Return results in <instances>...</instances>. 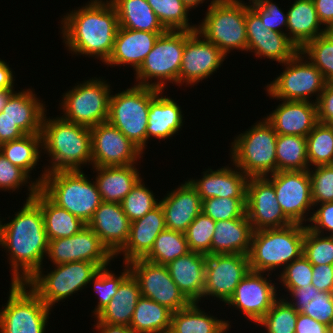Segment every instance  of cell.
<instances>
[{
  "mask_svg": "<svg viewBox=\"0 0 333 333\" xmlns=\"http://www.w3.org/2000/svg\"><path fill=\"white\" fill-rule=\"evenodd\" d=\"M8 223H0V246L9 254L11 283H26L40 268L48 249L41 207L29 199Z\"/></svg>",
  "mask_w": 333,
  "mask_h": 333,
  "instance_id": "obj_1",
  "label": "cell"
},
{
  "mask_svg": "<svg viewBox=\"0 0 333 333\" xmlns=\"http://www.w3.org/2000/svg\"><path fill=\"white\" fill-rule=\"evenodd\" d=\"M61 22L63 42L71 53L108 61L119 28L117 12L110 1L91 0L66 13Z\"/></svg>",
  "mask_w": 333,
  "mask_h": 333,
  "instance_id": "obj_2",
  "label": "cell"
},
{
  "mask_svg": "<svg viewBox=\"0 0 333 333\" xmlns=\"http://www.w3.org/2000/svg\"><path fill=\"white\" fill-rule=\"evenodd\" d=\"M42 149L49 155L51 165L35 180L40 185L46 173L81 170L82 165H92V142L89 127L44 114L42 121ZM48 167V168H47Z\"/></svg>",
  "mask_w": 333,
  "mask_h": 333,
  "instance_id": "obj_3",
  "label": "cell"
},
{
  "mask_svg": "<svg viewBox=\"0 0 333 333\" xmlns=\"http://www.w3.org/2000/svg\"><path fill=\"white\" fill-rule=\"evenodd\" d=\"M305 225L293 223L283 228L262 229L253 232L248 253L250 270L270 272L282 270L303 255Z\"/></svg>",
  "mask_w": 333,
  "mask_h": 333,
  "instance_id": "obj_4",
  "label": "cell"
},
{
  "mask_svg": "<svg viewBox=\"0 0 333 333\" xmlns=\"http://www.w3.org/2000/svg\"><path fill=\"white\" fill-rule=\"evenodd\" d=\"M82 170L46 173L39 189L57 206L87 224L103 202L96 183Z\"/></svg>",
  "mask_w": 333,
  "mask_h": 333,
  "instance_id": "obj_5",
  "label": "cell"
},
{
  "mask_svg": "<svg viewBox=\"0 0 333 333\" xmlns=\"http://www.w3.org/2000/svg\"><path fill=\"white\" fill-rule=\"evenodd\" d=\"M237 135L231 143V162L248 177L276 173L277 133L265 119Z\"/></svg>",
  "mask_w": 333,
  "mask_h": 333,
  "instance_id": "obj_6",
  "label": "cell"
},
{
  "mask_svg": "<svg viewBox=\"0 0 333 333\" xmlns=\"http://www.w3.org/2000/svg\"><path fill=\"white\" fill-rule=\"evenodd\" d=\"M246 4L242 0L210 1L196 31L226 56L234 49L247 51Z\"/></svg>",
  "mask_w": 333,
  "mask_h": 333,
  "instance_id": "obj_7",
  "label": "cell"
},
{
  "mask_svg": "<svg viewBox=\"0 0 333 333\" xmlns=\"http://www.w3.org/2000/svg\"><path fill=\"white\" fill-rule=\"evenodd\" d=\"M160 89L134 85L110 96L107 122L119 129L142 151L147 146L150 101Z\"/></svg>",
  "mask_w": 333,
  "mask_h": 333,
  "instance_id": "obj_8",
  "label": "cell"
},
{
  "mask_svg": "<svg viewBox=\"0 0 333 333\" xmlns=\"http://www.w3.org/2000/svg\"><path fill=\"white\" fill-rule=\"evenodd\" d=\"M184 48L185 30H167L161 34L141 66L135 71L136 81H139L135 84L160 90H164L167 81L179 85ZM151 79H155L156 82L150 83Z\"/></svg>",
  "mask_w": 333,
  "mask_h": 333,
  "instance_id": "obj_9",
  "label": "cell"
},
{
  "mask_svg": "<svg viewBox=\"0 0 333 333\" xmlns=\"http://www.w3.org/2000/svg\"><path fill=\"white\" fill-rule=\"evenodd\" d=\"M100 268L95 263L74 261L55 265L46 275L40 268L26 285L49 307L84 289ZM85 286V287H84Z\"/></svg>",
  "mask_w": 333,
  "mask_h": 333,
  "instance_id": "obj_10",
  "label": "cell"
},
{
  "mask_svg": "<svg viewBox=\"0 0 333 333\" xmlns=\"http://www.w3.org/2000/svg\"><path fill=\"white\" fill-rule=\"evenodd\" d=\"M10 286L7 303L0 310V333H45L51 308L26 283Z\"/></svg>",
  "mask_w": 333,
  "mask_h": 333,
  "instance_id": "obj_11",
  "label": "cell"
},
{
  "mask_svg": "<svg viewBox=\"0 0 333 333\" xmlns=\"http://www.w3.org/2000/svg\"><path fill=\"white\" fill-rule=\"evenodd\" d=\"M110 84L99 78H92L63 93L61 101L62 118L86 127L107 122L111 96Z\"/></svg>",
  "mask_w": 333,
  "mask_h": 333,
  "instance_id": "obj_12",
  "label": "cell"
},
{
  "mask_svg": "<svg viewBox=\"0 0 333 333\" xmlns=\"http://www.w3.org/2000/svg\"><path fill=\"white\" fill-rule=\"evenodd\" d=\"M304 57L299 50L284 63L285 70L266 86L270 98L309 101L312 95H316L317 102L327 82L320 70Z\"/></svg>",
  "mask_w": 333,
  "mask_h": 333,
  "instance_id": "obj_13",
  "label": "cell"
},
{
  "mask_svg": "<svg viewBox=\"0 0 333 333\" xmlns=\"http://www.w3.org/2000/svg\"><path fill=\"white\" fill-rule=\"evenodd\" d=\"M140 285L141 296L166 306L172 312L187 307L191 302L172 280L166 265H159L145 259L127 263Z\"/></svg>",
  "mask_w": 333,
  "mask_h": 333,
  "instance_id": "obj_14",
  "label": "cell"
},
{
  "mask_svg": "<svg viewBox=\"0 0 333 333\" xmlns=\"http://www.w3.org/2000/svg\"><path fill=\"white\" fill-rule=\"evenodd\" d=\"M265 177L273 184L284 214L293 223L309 222L307 212L314 210L309 171H277Z\"/></svg>",
  "mask_w": 333,
  "mask_h": 333,
  "instance_id": "obj_15",
  "label": "cell"
},
{
  "mask_svg": "<svg viewBox=\"0 0 333 333\" xmlns=\"http://www.w3.org/2000/svg\"><path fill=\"white\" fill-rule=\"evenodd\" d=\"M46 256L54 265L87 261L99 268L107 267L114 260V256L87 225L73 236L49 240Z\"/></svg>",
  "mask_w": 333,
  "mask_h": 333,
  "instance_id": "obj_16",
  "label": "cell"
},
{
  "mask_svg": "<svg viewBox=\"0 0 333 333\" xmlns=\"http://www.w3.org/2000/svg\"><path fill=\"white\" fill-rule=\"evenodd\" d=\"M90 131L92 167L132 165L143 157L144 152L108 122L93 126Z\"/></svg>",
  "mask_w": 333,
  "mask_h": 333,
  "instance_id": "obj_17",
  "label": "cell"
},
{
  "mask_svg": "<svg viewBox=\"0 0 333 333\" xmlns=\"http://www.w3.org/2000/svg\"><path fill=\"white\" fill-rule=\"evenodd\" d=\"M225 57L226 55L217 46L206 40L198 31L185 30V48L179 71V85L186 83V86L189 84L194 86L208 79L221 67Z\"/></svg>",
  "mask_w": 333,
  "mask_h": 333,
  "instance_id": "obj_18",
  "label": "cell"
},
{
  "mask_svg": "<svg viewBox=\"0 0 333 333\" xmlns=\"http://www.w3.org/2000/svg\"><path fill=\"white\" fill-rule=\"evenodd\" d=\"M246 215L253 231L283 228L293 224L280 207L275 188L266 177H249Z\"/></svg>",
  "mask_w": 333,
  "mask_h": 333,
  "instance_id": "obj_19",
  "label": "cell"
},
{
  "mask_svg": "<svg viewBox=\"0 0 333 333\" xmlns=\"http://www.w3.org/2000/svg\"><path fill=\"white\" fill-rule=\"evenodd\" d=\"M250 271L248 255H207L205 287L202 298L214 296L224 304L233 295L235 288Z\"/></svg>",
  "mask_w": 333,
  "mask_h": 333,
  "instance_id": "obj_20",
  "label": "cell"
},
{
  "mask_svg": "<svg viewBox=\"0 0 333 333\" xmlns=\"http://www.w3.org/2000/svg\"><path fill=\"white\" fill-rule=\"evenodd\" d=\"M264 277V272L250 270L239 282L226 304L233 306L253 321L257 322L271 309L277 300V289L272 280Z\"/></svg>",
  "mask_w": 333,
  "mask_h": 333,
  "instance_id": "obj_21",
  "label": "cell"
},
{
  "mask_svg": "<svg viewBox=\"0 0 333 333\" xmlns=\"http://www.w3.org/2000/svg\"><path fill=\"white\" fill-rule=\"evenodd\" d=\"M87 226L115 256L128 240L131 221L125 215L120 203L102 202Z\"/></svg>",
  "mask_w": 333,
  "mask_h": 333,
  "instance_id": "obj_22",
  "label": "cell"
},
{
  "mask_svg": "<svg viewBox=\"0 0 333 333\" xmlns=\"http://www.w3.org/2000/svg\"><path fill=\"white\" fill-rule=\"evenodd\" d=\"M265 119L278 135H296L307 137L318 123L317 105L314 100H281Z\"/></svg>",
  "mask_w": 333,
  "mask_h": 333,
  "instance_id": "obj_23",
  "label": "cell"
},
{
  "mask_svg": "<svg viewBox=\"0 0 333 333\" xmlns=\"http://www.w3.org/2000/svg\"><path fill=\"white\" fill-rule=\"evenodd\" d=\"M248 179L238 167L224 166L217 170L209 168L201 179L188 181L203 201L208 198H246Z\"/></svg>",
  "mask_w": 333,
  "mask_h": 333,
  "instance_id": "obj_24",
  "label": "cell"
},
{
  "mask_svg": "<svg viewBox=\"0 0 333 333\" xmlns=\"http://www.w3.org/2000/svg\"><path fill=\"white\" fill-rule=\"evenodd\" d=\"M165 229V216L159 203L145 216L131 222L128 240L114 257L123 252V263L144 259L153 248L157 236Z\"/></svg>",
  "mask_w": 333,
  "mask_h": 333,
  "instance_id": "obj_25",
  "label": "cell"
},
{
  "mask_svg": "<svg viewBox=\"0 0 333 333\" xmlns=\"http://www.w3.org/2000/svg\"><path fill=\"white\" fill-rule=\"evenodd\" d=\"M159 201L165 216L166 228L185 233L202 212V200L189 181L181 184Z\"/></svg>",
  "mask_w": 333,
  "mask_h": 333,
  "instance_id": "obj_26",
  "label": "cell"
},
{
  "mask_svg": "<svg viewBox=\"0 0 333 333\" xmlns=\"http://www.w3.org/2000/svg\"><path fill=\"white\" fill-rule=\"evenodd\" d=\"M165 32H147L119 27L114 48L106 65H130L136 71L154 47L158 37Z\"/></svg>",
  "mask_w": 333,
  "mask_h": 333,
  "instance_id": "obj_27",
  "label": "cell"
},
{
  "mask_svg": "<svg viewBox=\"0 0 333 333\" xmlns=\"http://www.w3.org/2000/svg\"><path fill=\"white\" fill-rule=\"evenodd\" d=\"M206 254L190 251L166 266L172 280L190 302L201 300L205 287Z\"/></svg>",
  "mask_w": 333,
  "mask_h": 333,
  "instance_id": "obj_28",
  "label": "cell"
},
{
  "mask_svg": "<svg viewBox=\"0 0 333 333\" xmlns=\"http://www.w3.org/2000/svg\"><path fill=\"white\" fill-rule=\"evenodd\" d=\"M32 91V89L15 91L0 112V119H9L25 134L42 132V121L47 111L44 103L40 102Z\"/></svg>",
  "mask_w": 333,
  "mask_h": 333,
  "instance_id": "obj_29",
  "label": "cell"
},
{
  "mask_svg": "<svg viewBox=\"0 0 333 333\" xmlns=\"http://www.w3.org/2000/svg\"><path fill=\"white\" fill-rule=\"evenodd\" d=\"M253 232L247 215L231 220L216 221L210 246V255H248Z\"/></svg>",
  "mask_w": 333,
  "mask_h": 333,
  "instance_id": "obj_30",
  "label": "cell"
},
{
  "mask_svg": "<svg viewBox=\"0 0 333 333\" xmlns=\"http://www.w3.org/2000/svg\"><path fill=\"white\" fill-rule=\"evenodd\" d=\"M160 90L150 101L147 125L149 138L167 139L178 133L183 126L181 107L170 97H165ZM163 95V96H162Z\"/></svg>",
  "mask_w": 333,
  "mask_h": 333,
  "instance_id": "obj_31",
  "label": "cell"
},
{
  "mask_svg": "<svg viewBox=\"0 0 333 333\" xmlns=\"http://www.w3.org/2000/svg\"><path fill=\"white\" fill-rule=\"evenodd\" d=\"M92 168L97 172L95 183L103 202L120 203L141 179L135 164Z\"/></svg>",
  "mask_w": 333,
  "mask_h": 333,
  "instance_id": "obj_32",
  "label": "cell"
},
{
  "mask_svg": "<svg viewBox=\"0 0 333 333\" xmlns=\"http://www.w3.org/2000/svg\"><path fill=\"white\" fill-rule=\"evenodd\" d=\"M141 297L138 280L130 273L118 287L110 302L95 316L97 323L130 325L136 304Z\"/></svg>",
  "mask_w": 333,
  "mask_h": 333,
  "instance_id": "obj_33",
  "label": "cell"
},
{
  "mask_svg": "<svg viewBox=\"0 0 333 333\" xmlns=\"http://www.w3.org/2000/svg\"><path fill=\"white\" fill-rule=\"evenodd\" d=\"M288 38L300 50L307 42L327 32L318 19L313 0H295L287 10Z\"/></svg>",
  "mask_w": 333,
  "mask_h": 333,
  "instance_id": "obj_34",
  "label": "cell"
},
{
  "mask_svg": "<svg viewBox=\"0 0 333 333\" xmlns=\"http://www.w3.org/2000/svg\"><path fill=\"white\" fill-rule=\"evenodd\" d=\"M32 199L42 209L48 240L73 236L87 225L66 209L54 204L40 189Z\"/></svg>",
  "mask_w": 333,
  "mask_h": 333,
  "instance_id": "obj_35",
  "label": "cell"
},
{
  "mask_svg": "<svg viewBox=\"0 0 333 333\" xmlns=\"http://www.w3.org/2000/svg\"><path fill=\"white\" fill-rule=\"evenodd\" d=\"M200 309L198 302L172 312L169 333H227L231 325ZM226 331V332H225Z\"/></svg>",
  "mask_w": 333,
  "mask_h": 333,
  "instance_id": "obj_36",
  "label": "cell"
},
{
  "mask_svg": "<svg viewBox=\"0 0 333 333\" xmlns=\"http://www.w3.org/2000/svg\"><path fill=\"white\" fill-rule=\"evenodd\" d=\"M116 9L119 27L147 32H166L146 0H109Z\"/></svg>",
  "mask_w": 333,
  "mask_h": 333,
  "instance_id": "obj_37",
  "label": "cell"
},
{
  "mask_svg": "<svg viewBox=\"0 0 333 333\" xmlns=\"http://www.w3.org/2000/svg\"><path fill=\"white\" fill-rule=\"evenodd\" d=\"M172 311L150 298L141 296L129 327L135 333H166L170 330Z\"/></svg>",
  "mask_w": 333,
  "mask_h": 333,
  "instance_id": "obj_38",
  "label": "cell"
},
{
  "mask_svg": "<svg viewBox=\"0 0 333 333\" xmlns=\"http://www.w3.org/2000/svg\"><path fill=\"white\" fill-rule=\"evenodd\" d=\"M254 52L258 58H268L284 64L290 60L299 49L288 38L287 33L270 31L267 35L247 36V52Z\"/></svg>",
  "mask_w": 333,
  "mask_h": 333,
  "instance_id": "obj_39",
  "label": "cell"
},
{
  "mask_svg": "<svg viewBox=\"0 0 333 333\" xmlns=\"http://www.w3.org/2000/svg\"><path fill=\"white\" fill-rule=\"evenodd\" d=\"M42 150V135L25 134L23 137L2 143L0 152L13 165L20 167L29 176L40 159Z\"/></svg>",
  "mask_w": 333,
  "mask_h": 333,
  "instance_id": "obj_40",
  "label": "cell"
},
{
  "mask_svg": "<svg viewBox=\"0 0 333 333\" xmlns=\"http://www.w3.org/2000/svg\"><path fill=\"white\" fill-rule=\"evenodd\" d=\"M306 137L277 135L276 172L309 170Z\"/></svg>",
  "mask_w": 333,
  "mask_h": 333,
  "instance_id": "obj_41",
  "label": "cell"
},
{
  "mask_svg": "<svg viewBox=\"0 0 333 333\" xmlns=\"http://www.w3.org/2000/svg\"><path fill=\"white\" fill-rule=\"evenodd\" d=\"M189 252L185 234L166 228L157 236L153 248L144 259L155 264L167 265Z\"/></svg>",
  "mask_w": 333,
  "mask_h": 333,
  "instance_id": "obj_42",
  "label": "cell"
},
{
  "mask_svg": "<svg viewBox=\"0 0 333 333\" xmlns=\"http://www.w3.org/2000/svg\"><path fill=\"white\" fill-rule=\"evenodd\" d=\"M306 146L309 167L333 165V126L318 122L306 137Z\"/></svg>",
  "mask_w": 333,
  "mask_h": 333,
  "instance_id": "obj_43",
  "label": "cell"
},
{
  "mask_svg": "<svg viewBox=\"0 0 333 333\" xmlns=\"http://www.w3.org/2000/svg\"><path fill=\"white\" fill-rule=\"evenodd\" d=\"M166 30L196 31L197 25H190L189 8L182 0H146Z\"/></svg>",
  "mask_w": 333,
  "mask_h": 333,
  "instance_id": "obj_44",
  "label": "cell"
},
{
  "mask_svg": "<svg viewBox=\"0 0 333 333\" xmlns=\"http://www.w3.org/2000/svg\"><path fill=\"white\" fill-rule=\"evenodd\" d=\"M300 51L320 70L326 82H333V35L329 31L307 42Z\"/></svg>",
  "mask_w": 333,
  "mask_h": 333,
  "instance_id": "obj_45",
  "label": "cell"
},
{
  "mask_svg": "<svg viewBox=\"0 0 333 333\" xmlns=\"http://www.w3.org/2000/svg\"><path fill=\"white\" fill-rule=\"evenodd\" d=\"M278 298L271 309L257 322L267 333H295L298 311L287 301Z\"/></svg>",
  "mask_w": 333,
  "mask_h": 333,
  "instance_id": "obj_46",
  "label": "cell"
},
{
  "mask_svg": "<svg viewBox=\"0 0 333 333\" xmlns=\"http://www.w3.org/2000/svg\"><path fill=\"white\" fill-rule=\"evenodd\" d=\"M142 181L141 178L120 202L122 210L131 222L142 218L159 204L153 191L149 190Z\"/></svg>",
  "mask_w": 333,
  "mask_h": 333,
  "instance_id": "obj_47",
  "label": "cell"
},
{
  "mask_svg": "<svg viewBox=\"0 0 333 333\" xmlns=\"http://www.w3.org/2000/svg\"><path fill=\"white\" fill-rule=\"evenodd\" d=\"M303 255L312 265H333V236H322L305 225Z\"/></svg>",
  "mask_w": 333,
  "mask_h": 333,
  "instance_id": "obj_48",
  "label": "cell"
},
{
  "mask_svg": "<svg viewBox=\"0 0 333 333\" xmlns=\"http://www.w3.org/2000/svg\"><path fill=\"white\" fill-rule=\"evenodd\" d=\"M124 267L125 269L122 270L124 272L119 276H116L115 273H112L106 267H102L89 282V284H94V291L99 295V302L93 310L94 316L110 302L112 297L117 293L120 283L131 273L127 263H125Z\"/></svg>",
  "mask_w": 333,
  "mask_h": 333,
  "instance_id": "obj_49",
  "label": "cell"
},
{
  "mask_svg": "<svg viewBox=\"0 0 333 333\" xmlns=\"http://www.w3.org/2000/svg\"><path fill=\"white\" fill-rule=\"evenodd\" d=\"M215 221L202 212L185 231L190 251L210 255V246L215 230Z\"/></svg>",
  "mask_w": 333,
  "mask_h": 333,
  "instance_id": "obj_50",
  "label": "cell"
},
{
  "mask_svg": "<svg viewBox=\"0 0 333 333\" xmlns=\"http://www.w3.org/2000/svg\"><path fill=\"white\" fill-rule=\"evenodd\" d=\"M202 213L215 222L246 216V198H208L202 201Z\"/></svg>",
  "mask_w": 333,
  "mask_h": 333,
  "instance_id": "obj_51",
  "label": "cell"
},
{
  "mask_svg": "<svg viewBox=\"0 0 333 333\" xmlns=\"http://www.w3.org/2000/svg\"><path fill=\"white\" fill-rule=\"evenodd\" d=\"M30 176L20 167L13 165L4 155L0 152V189L4 191L19 190L20 186H26L29 183L28 191L29 196L26 200L32 199L39 189V185L34 181H29ZM29 181V182H28Z\"/></svg>",
  "mask_w": 333,
  "mask_h": 333,
  "instance_id": "obj_52",
  "label": "cell"
},
{
  "mask_svg": "<svg viewBox=\"0 0 333 333\" xmlns=\"http://www.w3.org/2000/svg\"><path fill=\"white\" fill-rule=\"evenodd\" d=\"M313 204L333 202V165L309 169Z\"/></svg>",
  "mask_w": 333,
  "mask_h": 333,
  "instance_id": "obj_53",
  "label": "cell"
},
{
  "mask_svg": "<svg viewBox=\"0 0 333 333\" xmlns=\"http://www.w3.org/2000/svg\"><path fill=\"white\" fill-rule=\"evenodd\" d=\"M280 273L279 282L285 286L288 292L295 288L312 285V264L304 255L292 261Z\"/></svg>",
  "mask_w": 333,
  "mask_h": 333,
  "instance_id": "obj_54",
  "label": "cell"
},
{
  "mask_svg": "<svg viewBox=\"0 0 333 333\" xmlns=\"http://www.w3.org/2000/svg\"><path fill=\"white\" fill-rule=\"evenodd\" d=\"M249 2L250 8L269 30L284 33L281 27L287 29V12L284 13L272 0H249Z\"/></svg>",
  "mask_w": 333,
  "mask_h": 333,
  "instance_id": "obj_55",
  "label": "cell"
},
{
  "mask_svg": "<svg viewBox=\"0 0 333 333\" xmlns=\"http://www.w3.org/2000/svg\"><path fill=\"white\" fill-rule=\"evenodd\" d=\"M301 313L331 327L333 323V293L319 291L313 300L306 304Z\"/></svg>",
  "mask_w": 333,
  "mask_h": 333,
  "instance_id": "obj_56",
  "label": "cell"
},
{
  "mask_svg": "<svg viewBox=\"0 0 333 333\" xmlns=\"http://www.w3.org/2000/svg\"><path fill=\"white\" fill-rule=\"evenodd\" d=\"M317 205H320L319 209L317 207V211L310 212L312 214H310L309 222H312V225L309 224L307 227L322 235L324 231H328L331 233L329 236H333V202L314 204V207Z\"/></svg>",
  "mask_w": 333,
  "mask_h": 333,
  "instance_id": "obj_57",
  "label": "cell"
},
{
  "mask_svg": "<svg viewBox=\"0 0 333 333\" xmlns=\"http://www.w3.org/2000/svg\"><path fill=\"white\" fill-rule=\"evenodd\" d=\"M318 122L333 126V82H327L316 102Z\"/></svg>",
  "mask_w": 333,
  "mask_h": 333,
  "instance_id": "obj_58",
  "label": "cell"
},
{
  "mask_svg": "<svg viewBox=\"0 0 333 333\" xmlns=\"http://www.w3.org/2000/svg\"><path fill=\"white\" fill-rule=\"evenodd\" d=\"M312 285L319 291L333 293V265H312Z\"/></svg>",
  "mask_w": 333,
  "mask_h": 333,
  "instance_id": "obj_59",
  "label": "cell"
},
{
  "mask_svg": "<svg viewBox=\"0 0 333 333\" xmlns=\"http://www.w3.org/2000/svg\"><path fill=\"white\" fill-rule=\"evenodd\" d=\"M318 292L319 290L313 285L295 288L289 292V295L293 299H291L292 301L288 300V302L298 311V313H301L305 309L306 304H309Z\"/></svg>",
  "mask_w": 333,
  "mask_h": 333,
  "instance_id": "obj_60",
  "label": "cell"
},
{
  "mask_svg": "<svg viewBox=\"0 0 333 333\" xmlns=\"http://www.w3.org/2000/svg\"><path fill=\"white\" fill-rule=\"evenodd\" d=\"M295 333H330V327L308 315L298 313Z\"/></svg>",
  "mask_w": 333,
  "mask_h": 333,
  "instance_id": "obj_61",
  "label": "cell"
},
{
  "mask_svg": "<svg viewBox=\"0 0 333 333\" xmlns=\"http://www.w3.org/2000/svg\"><path fill=\"white\" fill-rule=\"evenodd\" d=\"M271 30L261 21V18L246 5V32L247 36H262L269 34Z\"/></svg>",
  "mask_w": 333,
  "mask_h": 333,
  "instance_id": "obj_62",
  "label": "cell"
},
{
  "mask_svg": "<svg viewBox=\"0 0 333 333\" xmlns=\"http://www.w3.org/2000/svg\"><path fill=\"white\" fill-rule=\"evenodd\" d=\"M317 16L322 25L329 31L333 27V0H313Z\"/></svg>",
  "mask_w": 333,
  "mask_h": 333,
  "instance_id": "obj_63",
  "label": "cell"
},
{
  "mask_svg": "<svg viewBox=\"0 0 333 333\" xmlns=\"http://www.w3.org/2000/svg\"><path fill=\"white\" fill-rule=\"evenodd\" d=\"M25 133L9 119H0V142L16 140L23 137Z\"/></svg>",
  "mask_w": 333,
  "mask_h": 333,
  "instance_id": "obj_64",
  "label": "cell"
},
{
  "mask_svg": "<svg viewBox=\"0 0 333 333\" xmlns=\"http://www.w3.org/2000/svg\"><path fill=\"white\" fill-rule=\"evenodd\" d=\"M14 75L9 64L0 59V89L14 88Z\"/></svg>",
  "mask_w": 333,
  "mask_h": 333,
  "instance_id": "obj_65",
  "label": "cell"
},
{
  "mask_svg": "<svg viewBox=\"0 0 333 333\" xmlns=\"http://www.w3.org/2000/svg\"><path fill=\"white\" fill-rule=\"evenodd\" d=\"M94 328L99 333H135L130 327L124 325H112L108 323H96Z\"/></svg>",
  "mask_w": 333,
  "mask_h": 333,
  "instance_id": "obj_66",
  "label": "cell"
},
{
  "mask_svg": "<svg viewBox=\"0 0 333 333\" xmlns=\"http://www.w3.org/2000/svg\"><path fill=\"white\" fill-rule=\"evenodd\" d=\"M14 92V88L0 89V112L3 111L7 101Z\"/></svg>",
  "mask_w": 333,
  "mask_h": 333,
  "instance_id": "obj_67",
  "label": "cell"
},
{
  "mask_svg": "<svg viewBox=\"0 0 333 333\" xmlns=\"http://www.w3.org/2000/svg\"><path fill=\"white\" fill-rule=\"evenodd\" d=\"M184 4L189 8H196L199 4L203 3L205 0H182ZM218 0H212V2H216Z\"/></svg>",
  "mask_w": 333,
  "mask_h": 333,
  "instance_id": "obj_68",
  "label": "cell"
},
{
  "mask_svg": "<svg viewBox=\"0 0 333 333\" xmlns=\"http://www.w3.org/2000/svg\"><path fill=\"white\" fill-rule=\"evenodd\" d=\"M330 333H333V323H332V325L330 327Z\"/></svg>",
  "mask_w": 333,
  "mask_h": 333,
  "instance_id": "obj_69",
  "label": "cell"
},
{
  "mask_svg": "<svg viewBox=\"0 0 333 333\" xmlns=\"http://www.w3.org/2000/svg\"><path fill=\"white\" fill-rule=\"evenodd\" d=\"M329 32L333 35V27L329 30Z\"/></svg>",
  "mask_w": 333,
  "mask_h": 333,
  "instance_id": "obj_70",
  "label": "cell"
}]
</instances>
